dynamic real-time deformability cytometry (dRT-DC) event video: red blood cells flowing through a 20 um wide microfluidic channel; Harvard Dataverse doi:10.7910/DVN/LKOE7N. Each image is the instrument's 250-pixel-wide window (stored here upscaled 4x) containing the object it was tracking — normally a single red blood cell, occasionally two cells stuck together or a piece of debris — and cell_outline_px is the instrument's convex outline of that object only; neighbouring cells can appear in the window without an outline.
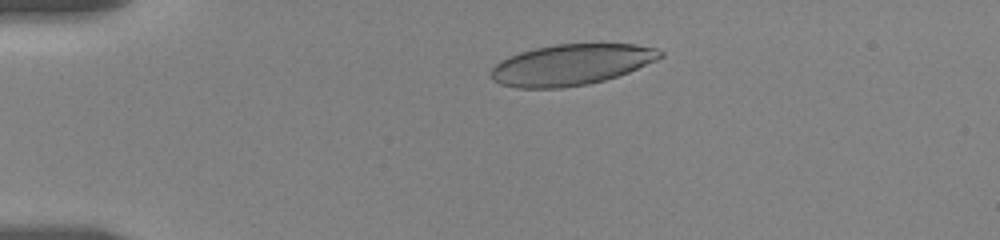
{"species": "human", "species_latin": "Homo sapiens", "temperature_condition": "room temperature", "stored_images_in_passage": 34, "camera_frame_rate_fps": 3000, "um_per_image_px": 0.085, "donor": {"sex": "female"}, "frame": {"image": 1, "passage_image": 7, "time_ms": 2.667, "image_size_px": [1000, 240], "cell_outline_px": [[664, 56], [656, 60], [628, 72], [604, 80], [588, 84], [560, 88], [516, 88], [500, 84], [492, 80], [488, 72], [500, 60], [508, 56], [520, 52], [536, 48], [556, 44], [636, 44], [656, 48], [664, 52]], "centroid_in_image_um": [48.52, 5.5], "position_along_channel_um": 36.5, "area_um2": 40.46}}
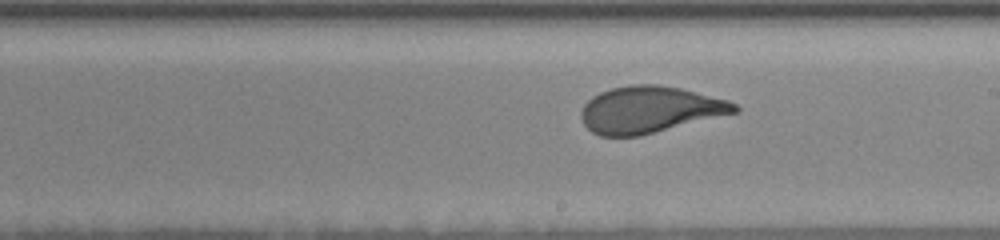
{"frame": {"image": 2, "passage_image": 20, "time_ms": 9.667, "image_size_px": [1000, 240], "cell_outline_px": [[740, 112], [640, 136], [600, 136], [592, 132], [584, 124], [580, 116], [580, 112], [584, 104], [592, 96], [600, 92], [612, 88], [632, 84], [660, 84], [680, 88], [728, 100], [736, 104], [740, 108]], "centroid_in_image_um": [55.24, 9.32], "position_along_channel_um": 233.8, "area_um2": 41.96}}
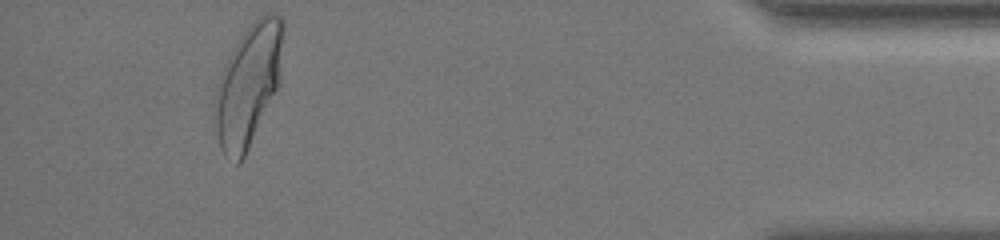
{"frame": {"image": 3, "passage_image": 32, "time_ms": 16.333, "image_size_px": [1000, 240], "cell_outline_px": [[284, 32], [280, 76], [276, 88], [248, 148], [240, 164], [236, 164], [224, 156], [220, 148], [216, 132], [216, 88], [224, 64], [232, 48], [240, 36], [252, 20], [264, 12], [272, 12], [280, 16], [284, 20]], "centroid_in_image_um": [21.11, 7.14], "position_along_channel_um": 414.1, "area_um2": 47.97}, "authors_computed_cell_mechanics": {"area_um2": 41.9628, "velocity_mm_per_s": 3.4977, "shape_relaxation_time_tau1_ms": 4.5924, "shape_relaxation_time_tau2_ms": null, "deformation_change_tau1": 0.1954, "deformation_change_tau2": null}}